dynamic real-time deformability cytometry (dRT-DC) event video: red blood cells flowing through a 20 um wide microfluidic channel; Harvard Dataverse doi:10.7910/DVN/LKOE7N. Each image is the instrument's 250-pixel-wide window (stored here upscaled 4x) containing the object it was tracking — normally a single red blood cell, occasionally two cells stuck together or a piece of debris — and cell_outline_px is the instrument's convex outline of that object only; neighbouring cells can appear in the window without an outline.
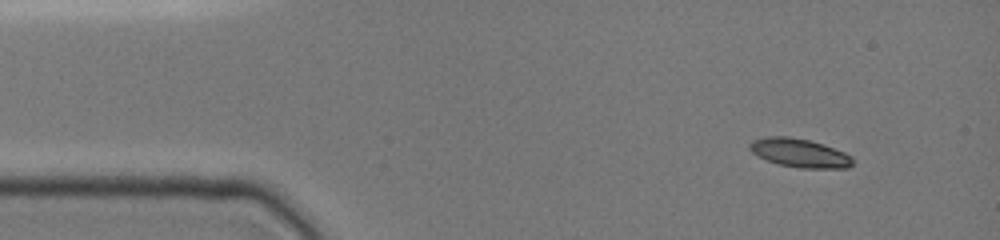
{"species": "common noctule bat (a hibernating species)", "species_latin": "Nyctalus noctula", "temperature_condition": "cold", "stored_images_in_passage": 12, "camera_frame_rate_fps": 3000, "um_per_image_px": 0.085, "animal": {"sex": "female", "body_mass_g": 19.0, "forearm_length_mm": 51.5}, "frame": {"image": 1, "passage_image": 1, "time_ms": 0.0, "image_size_px": [1000, 240], "cell_outline_px": [[852, 164], [848, 168], [800, 168], [780, 164], [768, 160], [752, 152], [748, 148], [748, 144], [752, 140], [768, 136], [788, 136], [808, 140], [824, 144], [844, 152], [852, 156]], "centroid_in_image_um": [67.97, 12.99], "position_along_channel_um": 17.0, "area_um2": 17.11}}
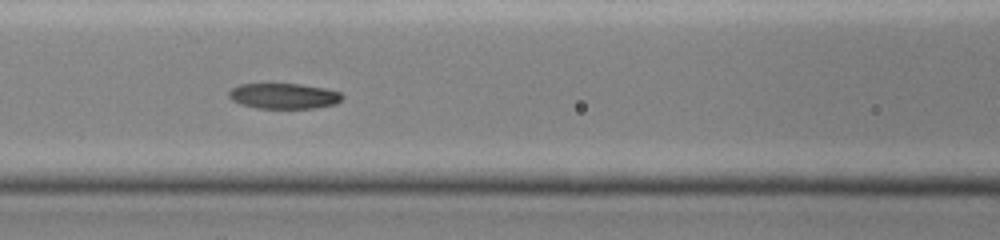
{"frame": {"image": 2, "passage_image": 9, "time_ms": 5.333, "image_size_px": [1000, 240], "cell_outline_px": [[344, 96], [336, 104], [316, 108], [256, 108], [240, 104], [232, 100], [228, 96], [228, 92], [232, 88], [240, 84], [300, 84], [324, 88], [340, 92]], "centroid_in_image_um": [24.12, 8.16], "position_along_channel_um": 142.5, "area_um2": 16.88}}
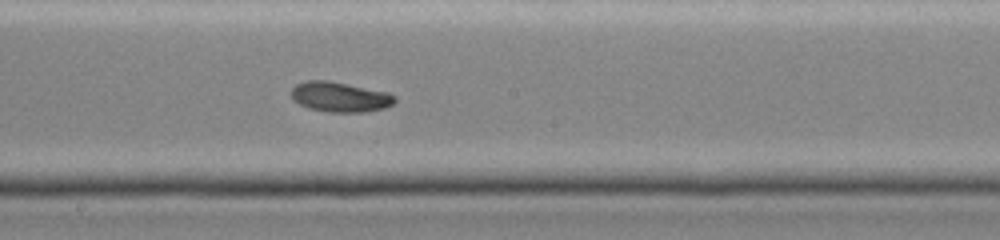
{"frame": {"image": 3, "passage_image": 12, "time_ms": 7.333, "image_size_px": [1000, 240], "cell_outline_px": [[396, 100], [392, 104], [384, 108], [364, 112], [328, 112], [308, 108], [292, 100], [292, 88], [296, 84], [308, 80], [328, 80], [388, 92], [396, 96]], "centroid_in_image_um": [28.89, 8.24], "position_along_channel_um": 219.3, "area_um2": 18.15}}